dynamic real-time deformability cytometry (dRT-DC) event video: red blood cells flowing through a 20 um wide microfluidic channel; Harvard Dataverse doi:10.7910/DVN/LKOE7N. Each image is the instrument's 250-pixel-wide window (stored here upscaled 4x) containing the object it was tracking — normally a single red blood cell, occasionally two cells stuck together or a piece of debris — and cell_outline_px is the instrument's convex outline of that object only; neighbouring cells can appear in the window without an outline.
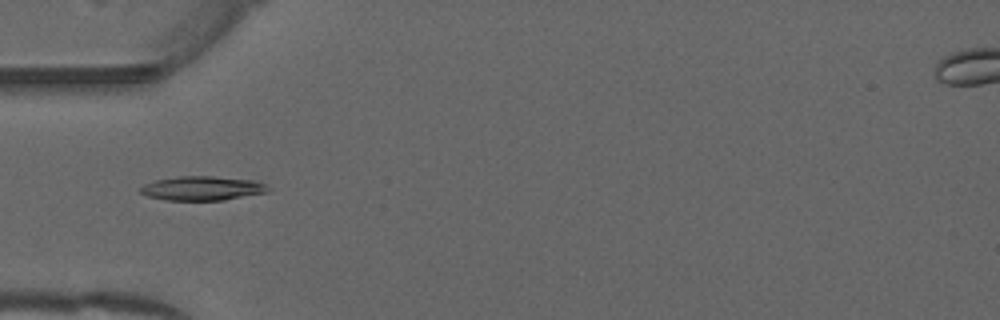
{"species": "common noctule bat (a hibernating species)", "species_latin": "Nyctalus noctula", "temperature_condition": "warm", "stored_images_in_passage": 45, "camera_frame_rate_fps": 3000, "um_per_image_px": 0.085, "animal": {"sex": "male", "forearm_length_mm": 52.5}, "frame": {"image": 1, "passage_image": 10, "time_ms": 3.0, "image_size_px": [1000, 320], "cell_outline_px": [[272, 188], [268, 192], [224, 200], [164, 200], [148, 196], [140, 192], [140, 188], [144, 184], [156, 180], [176, 176], [212, 176], [256, 180]], "centroid_in_image_um": [17.22, 16.0], "position_along_channel_um": 67.8, "area_um2": 18.09}}
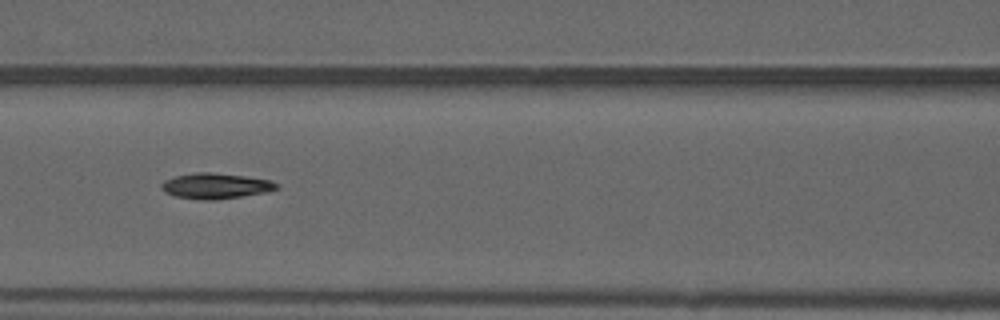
{"frame": {"image": 2, "passage_image": 16, "time_ms": 5.0, "image_size_px": [1000, 320], "cell_outline_px": [[280, 188], [268, 192], [216, 200], [200, 200], [176, 196], [164, 192], [160, 188], [160, 184], [164, 180], [176, 176], [196, 172], [212, 172], [244, 176], [268, 180], [280, 184]], "centroid_in_image_um": [18.33, 15.81], "position_along_channel_um": 148.3, "area_um2": 17.28}}
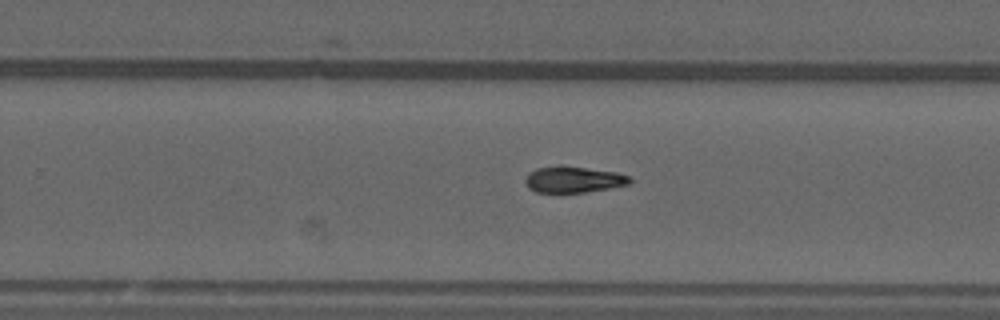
{"frame": {"image": 3, "passage_image": 26, "time_ms": 8.333, "image_size_px": [1000, 320], "cell_outline_px": [[632, 184], [612, 188], [584, 192], [536, 192], [528, 188], [524, 180], [528, 172], [536, 168], [556, 164], [560, 164], [616, 172], [628, 176], [632, 180]], "centroid_in_image_um": [48.72, 15.24], "position_along_channel_um": 281.1, "area_um2": 16.36}}